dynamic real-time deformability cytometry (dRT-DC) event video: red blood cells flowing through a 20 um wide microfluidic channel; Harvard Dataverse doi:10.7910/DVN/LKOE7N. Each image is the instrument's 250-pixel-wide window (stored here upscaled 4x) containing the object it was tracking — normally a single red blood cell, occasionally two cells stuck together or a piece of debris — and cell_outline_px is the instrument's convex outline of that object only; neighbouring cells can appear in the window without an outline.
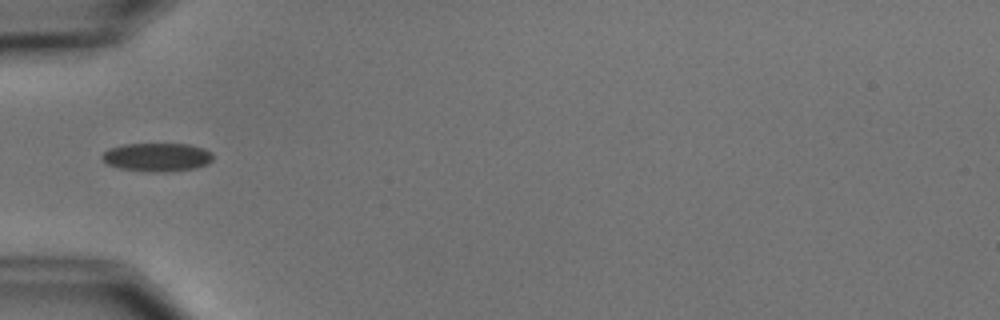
{"species": "common noctule bat (a hibernating species)", "species_latin": "Nyctalus noctula", "temperature_condition": "cold", "stored_images_in_passage": 5, "segment_of_instrument_passage": [2, 2], "camera_frame_rate_fps": 3000, "um_per_image_px": 0.085, "animal": {"sex": "male", "body_mass_g": 15.6}, "frame": {"image": 1, "passage_image": 5, "time_ms": 5.667, "image_size_px": [1000, 320], "cell_outline_px": [[212, 160], [208, 164], [196, 168], [164, 172], [148, 172], [120, 168], [108, 164], [100, 156], [108, 148], [124, 144], [188, 144], [204, 148], [212, 152]], "centroid_in_image_um": [13.36, 13.36], "position_along_channel_um": 71.6, "area_um2": 18.5}}